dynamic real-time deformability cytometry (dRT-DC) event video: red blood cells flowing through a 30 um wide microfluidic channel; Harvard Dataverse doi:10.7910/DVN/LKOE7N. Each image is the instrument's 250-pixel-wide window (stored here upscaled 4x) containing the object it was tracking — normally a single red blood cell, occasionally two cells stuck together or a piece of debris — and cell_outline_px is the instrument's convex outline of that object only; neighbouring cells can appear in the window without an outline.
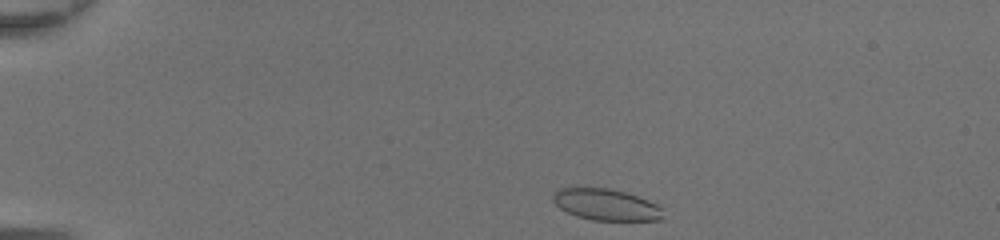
{"species": "common noctule bat (a hibernating species)", "species_latin": "Nyctalus noctula", "temperature_condition": "room temperature", "stored_images_in_passage": 39, "camera_frame_rate_fps": 3000, "um_per_image_px": 0.085, "animal": {"sex": "female", "body_mass_g": 20.0, "forearm_length_mm": 54.0}, "frame": {"image": 1, "passage_image": 1, "time_ms": 0.0, "image_size_px": [1000, 240], "cell_outline_px": [[660, 220], [592, 220], [576, 216], [560, 208], [552, 200], [552, 192], [556, 188], [608, 188], [624, 192], [648, 200], [656, 204], [660, 208]], "centroid_in_image_um": [51.42, 17.38], "position_along_channel_um": 33.6, "area_um2": 19.88}}
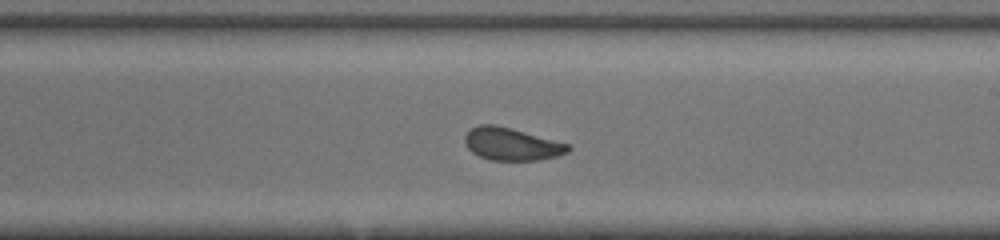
{"frame": {"image": 2, "passage_image": 21, "time_ms": 6.667, "image_size_px": [1000, 240], "cell_outline_px": [[572, 148], [568, 152], [556, 156], [536, 160], [488, 160], [472, 152], [464, 144], [464, 136], [472, 128], [480, 124], [496, 124], [568, 144]], "centroid_in_image_um": [43.45, 12.25], "position_along_channel_um": 245.6, "area_um2": 19.42}}
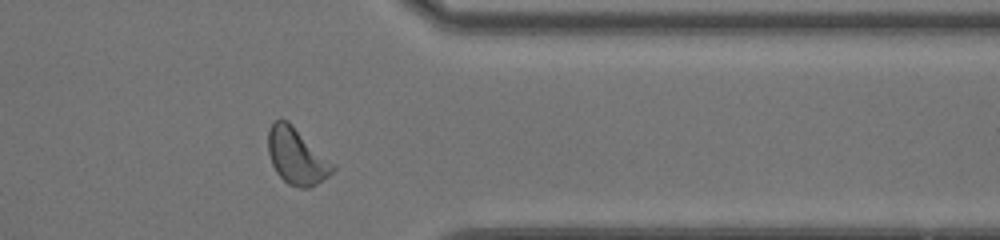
{"frame": {"image": 3, "passage_image": 31, "time_ms": 10.0, "image_size_px": [1000, 240], "cell_outline_px": [[336, 168], [328, 176], [312, 188], [300, 188], [288, 184], [276, 172], [272, 164], [268, 152], [268, 128], [276, 120], [288, 120], [336, 164]], "centroid_in_image_um": [25.24, 13.29], "position_along_channel_um": 386.2, "area_um2": 21.44}, "authors_computed_cell_mechanics": {"area_um2": 20.1144, "velocity_mm_per_s": 4.3789, "shape_relaxation_time_tau1_ms": 3.5049, "shape_relaxation_time_tau2_ms": 1.0425, "deformation_change_tau1": 0.1155, "deformation_change_tau2": 0.0639}}